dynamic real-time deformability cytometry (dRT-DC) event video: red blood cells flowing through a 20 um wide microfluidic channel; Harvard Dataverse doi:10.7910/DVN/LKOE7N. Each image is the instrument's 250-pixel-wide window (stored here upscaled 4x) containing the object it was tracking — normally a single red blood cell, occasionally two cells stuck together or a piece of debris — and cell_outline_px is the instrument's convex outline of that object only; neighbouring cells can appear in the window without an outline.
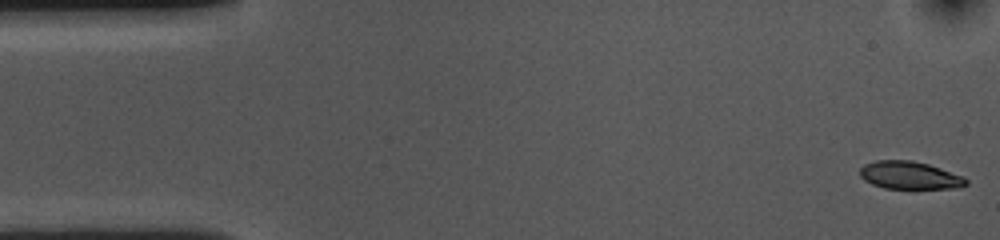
{"species": "common noctule bat (a hibernating species)", "species_latin": "Nyctalus noctula", "temperature_condition": "cold", "stored_images_in_passage": 49, "camera_frame_rate_fps": 3000, "um_per_image_px": 0.085, "animal": {"sex": "female", "body_mass_g": 10.0, "forearm_length_mm": 53.1}, "frame": {"image": 1, "passage_image": 1, "time_ms": 0.0, "image_size_px": [1000, 240], "cell_outline_px": [[968, 184], [960, 188], [912, 192], [884, 188], [872, 184], [864, 180], [860, 176], [860, 168], [864, 164], [876, 160], [912, 160], [928, 164], [964, 176], [968, 180]], "centroid_in_image_um": [77.38, 14.97], "position_along_channel_um": 7.6, "area_um2": 18.32}}
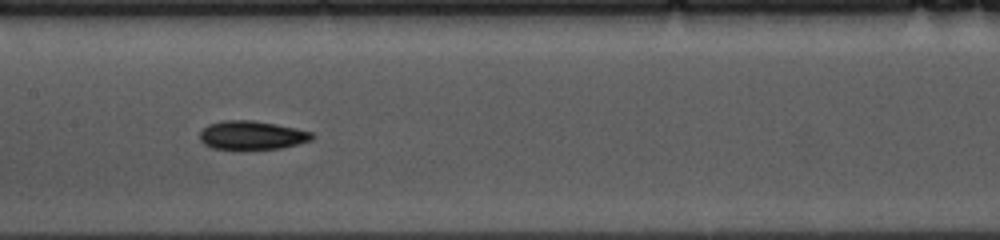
{"frame": {"image": 2, "passage_image": 25, "time_ms": 8.0, "image_size_px": [1000, 240], "cell_outline_px": [[316, 136], [312, 140], [280, 148], [240, 152], [212, 148], [204, 144], [200, 140], [200, 132], [208, 124], [224, 120], [252, 120], [276, 124], [312, 132]], "centroid_in_image_um": [21.38, 11.54], "position_along_channel_um": 186.0, "area_um2": 19.42}}
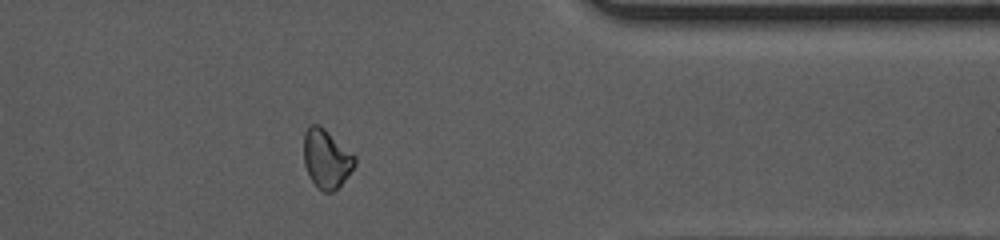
{"frame": {"image": 3, "passage_image": 43, "time_ms": 14.0, "image_size_px": [1000, 240], "cell_outline_px": [[356, 164], [344, 180], [332, 192], [324, 192], [316, 188], [304, 164], [304, 132], [312, 124], [320, 124], [356, 156]], "centroid_in_image_um": [27.74, 13.48], "position_along_channel_um": 383.7, "area_um2": 17.4}, "authors_computed_cell_mechanics": {"area_um2": 18.3226, "velocity_mm_per_s": 3.6119, "shape_relaxation_time_tau1_ms": 2.5005, "shape_relaxation_time_tau2_ms": 7.3832, "deformation_change_tau1": 0.1012, "deformation_change_tau2": 0.1215}}